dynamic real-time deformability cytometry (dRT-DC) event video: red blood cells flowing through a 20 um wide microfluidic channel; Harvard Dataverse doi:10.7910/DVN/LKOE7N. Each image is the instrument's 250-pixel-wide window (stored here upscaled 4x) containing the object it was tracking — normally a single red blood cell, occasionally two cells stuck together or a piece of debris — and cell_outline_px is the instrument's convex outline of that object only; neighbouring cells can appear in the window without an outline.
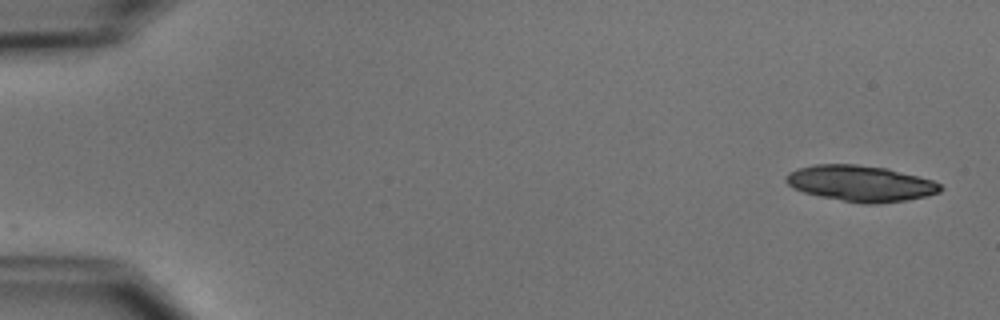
{"species": "common noctule bat (a hibernating species)", "species_latin": "Nyctalus noctula", "temperature_condition": "cold", "stored_images_in_passage": 11, "camera_frame_rate_fps": 3000, "um_per_image_px": 0.085, "animal": {"sex": "male", "body_mass_g": 15.6}, "frame": {"image": 1, "passage_image": 1, "time_ms": 0.0, "image_size_px": [1000, 320], "cell_outline_px": [[944, 188], [940, 192], [928, 196], [908, 200], [872, 204], [864, 204], [820, 196], [804, 192], [792, 188], [784, 180], [784, 176], [788, 172], [800, 168], [816, 164], [856, 164], [888, 168], [932, 180], [940, 184]], "centroid_in_image_um": [73.16, 15.59], "position_along_channel_um": 11.8, "area_um2": 32.43}}